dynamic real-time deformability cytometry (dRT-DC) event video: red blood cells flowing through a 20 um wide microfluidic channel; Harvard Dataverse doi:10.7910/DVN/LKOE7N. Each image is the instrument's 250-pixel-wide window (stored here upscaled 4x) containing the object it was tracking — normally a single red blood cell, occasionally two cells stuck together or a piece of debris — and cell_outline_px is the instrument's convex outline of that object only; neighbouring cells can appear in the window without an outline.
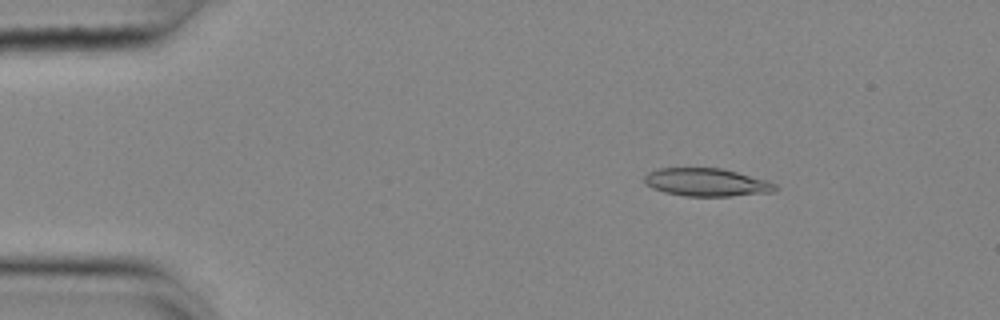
{"species": "common noctule bat (a hibernating species)", "species_latin": "Nyctalus noctula", "temperature_condition": "cold", "stored_images_in_passage": 37, "camera_frame_rate_fps": 3000, "um_per_image_px": 0.085, "animal": {"sex": "female", "body_mass_g": 25.1}, "frame": {"image": 1, "passage_image": 8, "time_ms": 2.333, "image_size_px": [1000, 320], "cell_outline_px": [[780, 188], [772, 192], [728, 196], [684, 196], [664, 192], [652, 188], [644, 184], [644, 176], [648, 172], [660, 168], [720, 168], [768, 180], [776, 184]], "centroid_in_image_um": [60.05, 15.5], "position_along_channel_um": 24.9, "area_um2": 21.39}}
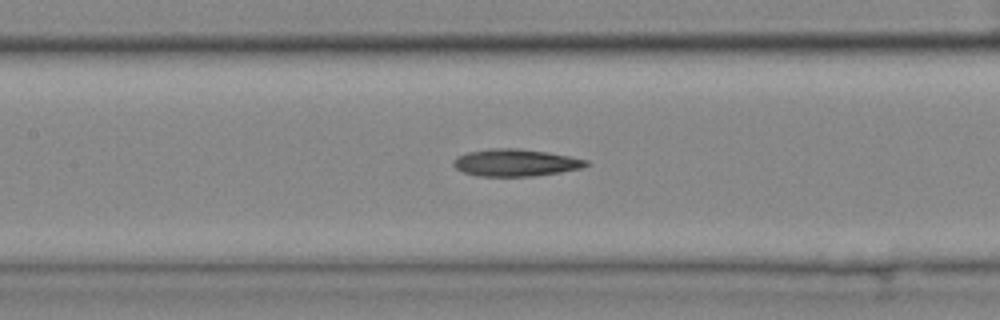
{"frame": {"image": 2, "passage_image": 25, "time_ms": 8.0, "image_size_px": [1000, 320], "cell_outline_px": [[588, 164], [580, 168], [560, 172], [532, 176], [476, 176], [464, 172], [456, 168], [452, 164], [452, 160], [456, 156], [468, 152], [492, 148], [520, 148], [548, 152], [588, 160]], "centroid_in_image_um": [43.77, 13.82], "position_along_channel_um": 163.6, "area_um2": 20.98}}
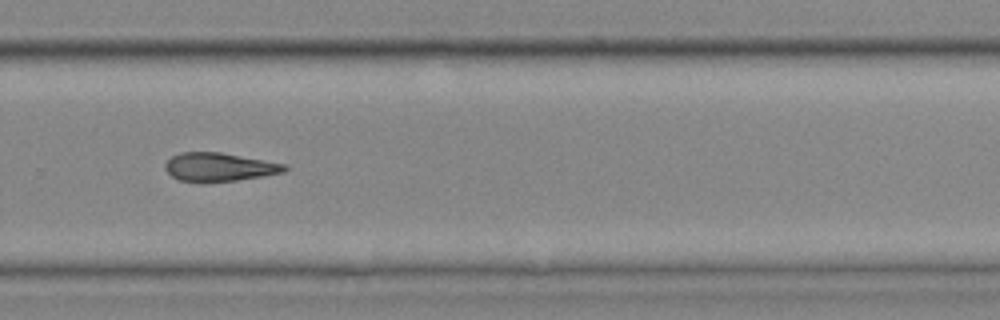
{"frame": {"image": 3, "passage_image": 37, "time_ms": 12.0, "image_size_px": [1000, 320], "cell_outline_px": [[288, 168], [284, 172], [264, 176], [236, 180], [200, 184], [180, 180], [172, 176], [164, 168], [164, 164], [172, 156], [180, 152], [220, 152], [288, 164]], "centroid_in_image_um": [18.63, 14.21], "position_along_channel_um": 311.2, "area_um2": 20.23}}